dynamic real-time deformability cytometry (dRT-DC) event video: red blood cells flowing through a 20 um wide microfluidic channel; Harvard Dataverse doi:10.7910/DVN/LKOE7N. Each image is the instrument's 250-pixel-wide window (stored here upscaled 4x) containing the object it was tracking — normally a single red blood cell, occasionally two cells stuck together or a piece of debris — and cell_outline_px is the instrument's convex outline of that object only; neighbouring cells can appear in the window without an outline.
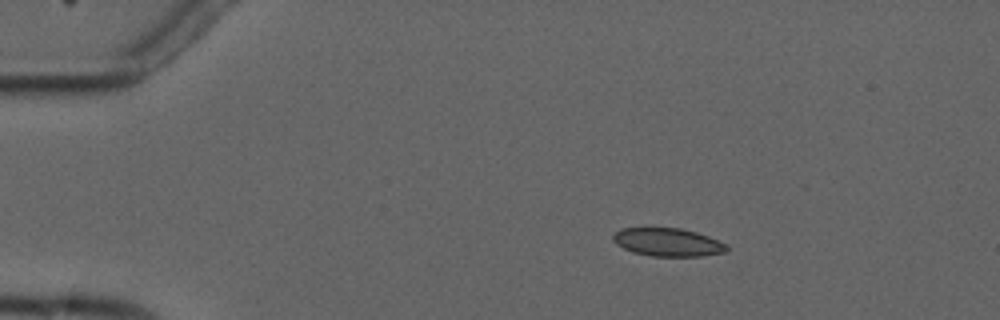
{"species": "common noctule bat (a hibernating species)", "species_latin": "Nyctalus noctula", "temperature_condition": "cold", "stored_images_in_passage": 4, "camera_frame_rate_fps": 3000, "um_per_image_px": 0.085, "animal": {"sex": "male", "forearm_length_mm": 52.5}, "frame": {"image": 1, "passage_image": 2, "time_ms": 1.333, "image_size_px": [1000, 320], "cell_outline_px": [[728, 252], [700, 256], [652, 256], [632, 252], [616, 244], [612, 240], [612, 236], [620, 228], [680, 228], [696, 232], [708, 236], [728, 244]], "centroid_in_image_um": [56.78, 20.59], "position_along_channel_um": 28.2, "area_um2": 18.73}}